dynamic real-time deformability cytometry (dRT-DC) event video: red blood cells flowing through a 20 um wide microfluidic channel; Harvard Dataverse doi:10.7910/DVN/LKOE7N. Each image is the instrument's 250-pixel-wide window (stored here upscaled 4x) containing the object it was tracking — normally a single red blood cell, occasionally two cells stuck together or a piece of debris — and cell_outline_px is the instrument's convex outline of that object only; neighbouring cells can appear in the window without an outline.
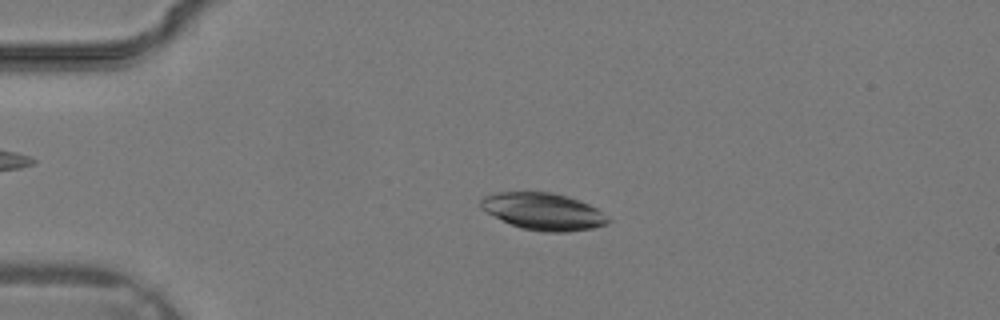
{"species": "common noctule bat (a hibernating species)", "species_latin": "Nyctalus noctula", "temperature_condition": "warm", "stored_images_in_passage": 33, "camera_frame_rate_fps": 3000, "um_per_image_px": 0.085, "animal": {"sex": "male", "body_mass_g": 19.2, "forearm_length_mm": 51.8}, "frame": {"image": 1, "passage_image": 5, "time_ms": 1.333, "image_size_px": [1000, 320], "cell_outline_px": [[612, 220], [608, 224], [592, 228], [568, 232], [544, 232], [520, 228], [480, 208], [480, 200], [484, 196], [496, 192], [552, 192], [568, 196], [588, 204], [596, 208], [608, 216]], "centroid_in_image_um": [46.21, 17.97], "position_along_channel_um": 38.8, "area_um2": 27.4}}
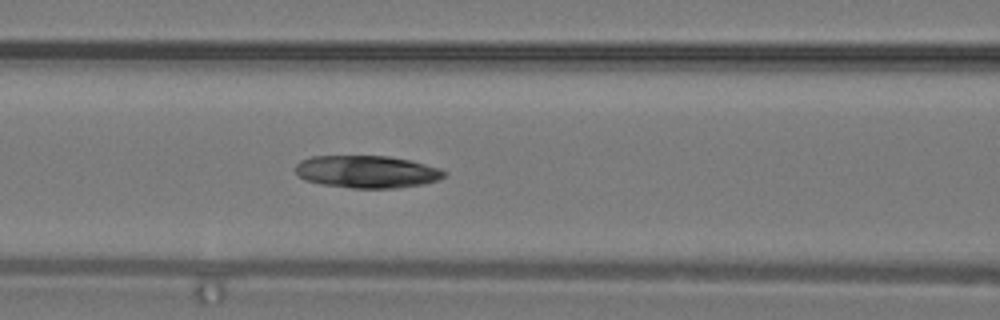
{"frame": {"image": 2, "passage_image": 12, "time_ms": 3.667, "image_size_px": [1000, 320], "cell_outline_px": [[448, 172], [444, 176], [436, 180], [424, 184], [396, 188], [352, 188], [324, 184], [304, 180], [296, 172], [296, 164], [300, 160], [312, 156], [388, 156], [412, 160], [440, 168]], "centroid_in_image_um": [31.21, 14.59], "position_along_channel_um": 135.4, "area_um2": 28.15}}
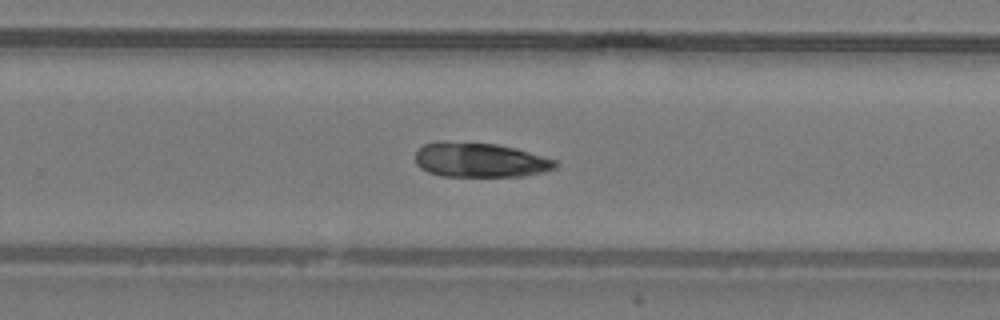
{"frame": {"image": 3, "passage_image": 20, "time_ms": 6.333, "image_size_px": [1000, 320], "cell_outline_px": [[556, 168], [544, 172], [524, 176], [440, 176], [428, 172], [420, 168], [416, 164], [416, 152], [424, 144], [440, 140], [444, 140], [496, 144], [516, 148], [556, 160]], "centroid_in_image_um": [40.77, 13.59], "position_along_channel_um": 289.0, "area_um2": 28.44}}